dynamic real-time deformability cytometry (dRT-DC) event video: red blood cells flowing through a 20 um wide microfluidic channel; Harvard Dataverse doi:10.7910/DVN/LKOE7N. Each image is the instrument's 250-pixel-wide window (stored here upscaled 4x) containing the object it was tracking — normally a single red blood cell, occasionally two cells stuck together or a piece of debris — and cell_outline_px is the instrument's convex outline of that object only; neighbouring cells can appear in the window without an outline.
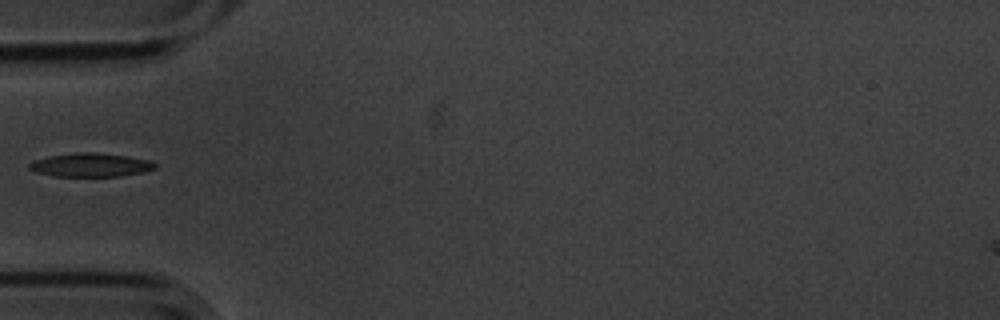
{"species": "common noctule bat (a hibernating species)", "species_latin": "Nyctalus noctula", "temperature_condition": "cold", "stored_images_in_passage": 2, "camera_frame_rate_fps": 3000, "um_per_image_px": 0.085, "animal": {"sex": "male", "body_mass_g": 20.1, "forearm_length_mm": 53.5}, "frame": {"image": 1, "passage_image": 1, "time_ms": 0.0, "image_size_px": [1000, 320], "cell_outline_px": [[156, 168], [140, 172], [120, 176], [52, 176], [36, 172], [28, 168], [28, 164], [32, 160], [48, 156], [76, 152], [96, 152], [124, 156], [148, 160], [156, 164]], "centroid_in_image_um": [7.62, 14.02], "position_along_channel_um": 77.4, "area_um2": 17.22}}
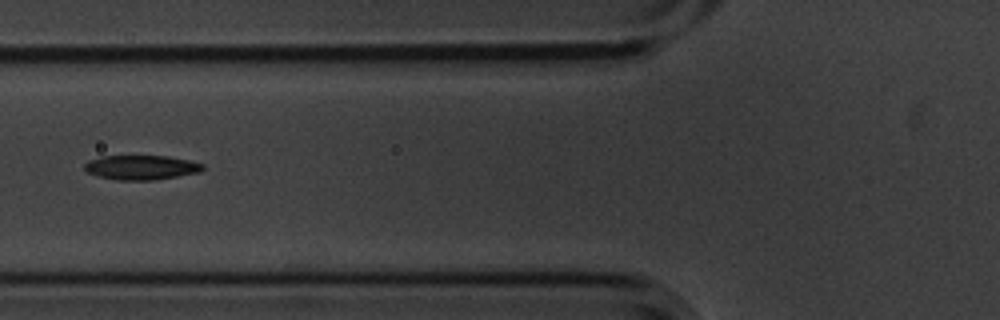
{"frame": {"image": 2, "passage_image": 2, "time_ms": 0.333, "image_size_px": [1000, 320], "cell_outline_px": [[204, 168], [200, 172], [156, 180], [116, 180], [100, 176], [88, 172], [84, 168], [84, 164], [88, 160], [100, 156], [168, 156], [188, 160], [204, 164]], "centroid_in_image_um": [12.01, 14.23], "position_along_channel_um": 113.8, "area_um2": 16.88}}